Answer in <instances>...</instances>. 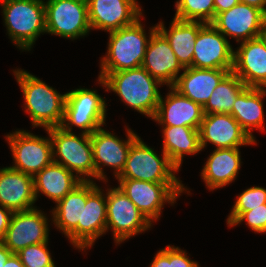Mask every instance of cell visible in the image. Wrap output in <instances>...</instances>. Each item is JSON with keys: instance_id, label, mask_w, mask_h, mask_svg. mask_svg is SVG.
Returning <instances> with one entry per match:
<instances>
[{"instance_id": "obj_1", "label": "cell", "mask_w": 266, "mask_h": 267, "mask_svg": "<svg viewBox=\"0 0 266 267\" xmlns=\"http://www.w3.org/2000/svg\"><path fill=\"white\" fill-rule=\"evenodd\" d=\"M98 81L107 88L106 91L117 93L126 105L154 118L161 97L158 86L162 84L142 66L109 73L104 79L98 78Z\"/></svg>"}, {"instance_id": "obj_2", "label": "cell", "mask_w": 266, "mask_h": 267, "mask_svg": "<svg viewBox=\"0 0 266 267\" xmlns=\"http://www.w3.org/2000/svg\"><path fill=\"white\" fill-rule=\"evenodd\" d=\"M13 72L22 89L24 108L31 116L33 127L43 126L46 130L61 126L64 120L66 93H58L29 72L20 69Z\"/></svg>"}, {"instance_id": "obj_3", "label": "cell", "mask_w": 266, "mask_h": 267, "mask_svg": "<svg viewBox=\"0 0 266 267\" xmlns=\"http://www.w3.org/2000/svg\"><path fill=\"white\" fill-rule=\"evenodd\" d=\"M139 20L109 32L108 50L101 60L98 78L104 79L109 73L142 66L149 39Z\"/></svg>"}, {"instance_id": "obj_4", "label": "cell", "mask_w": 266, "mask_h": 267, "mask_svg": "<svg viewBox=\"0 0 266 267\" xmlns=\"http://www.w3.org/2000/svg\"><path fill=\"white\" fill-rule=\"evenodd\" d=\"M8 36L17 47L30 50L46 32L43 0H1Z\"/></svg>"}, {"instance_id": "obj_5", "label": "cell", "mask_w": 266, "mask_h": 267, "mask_svg": "<svg viewBox=\"0 0 266 267\" xmlns=\"http://www.w3.org/2000/svg\"><path fill=\"white\" fill-rule=\"evenodd\" d=\"M46 131L51 137L53 162L63 165L72 173L76 172L81 181H93L91 178H95V165L90 135L82 132L78 137L61 126Z\"/></svg>"}, {"instance_id": "obj_6", "label": "cell", "mask_w": 266, "mask_h": 267, "mask_svg": "<svg viewBox=\"0 0 266 267\" xmlns=\"http://www.w3.org/2000/svg\"><path fill=\"white\" fill-rule=\"evenodd\" d=\"M162 157L138 137L131 145L125 167L117 179H136L153 183H181L179 169L162 152Z\"/></svg>"}, {"instance_id": "obj_7", "label": "cell", "mask_w": 266, "mask_h": 267, "mask_svg": "<svg viewBox=\"0 0 266 267\" xmlns=\"http://www.w3.org/2000/svg\"><path fill=\"white\" fill-rule=\"evenodd\" d=\"M105 117V100L95 90L77 88L66 93L64 120L61 125L66 131L72 132L71 126H76L83 129V133L91 135L105 125Z\"/></svg>"}, {"instance_id": "obj_8", "label": "cell", "mask_w": 266, "mask_h": 267, "mask_svg": "<svg viewBox=\"0 0 266 267\" xmlns=\"http://www.w3.org/2000/svg\"><path fill=\"white\" fill-rule=\"evenodd\" d=\"M118 181V187L150 222L159 218L165 202L172 205L176 198L186 191L182 183H153L136 179Z\"/></svg>"}, {"instance_id": "obj_9", "label": "cell", "mask_w": 266, "mask_h": 267, "mask_svg": "<svg viewBox=\"0 0 266 267\" xmlns=\"http://www.w3.org/2000/svg\"><path fill=\"white\" fill-rule=\"evenodd\" d=\"M44 6L46 33L73 40L91 30L87 0H47Z\"/></svg>"}, {"instance_id": "obj_10", "label": "cell", "mask_w": 266, "mask_h": 267, "mask_svg": "<svg viewBox=\"0 0 266 267\" xmlns=\"http://www.w3.org/2000/svg\"><path fill=\"white\" fill-rule=\"evenodd\" d=\"M107 191L106 231L112 229L116 244L151 228L152 223L119 187Z\"/></svg>"}, {"instance_id": "obj_11", "label": "cell", "mask_w": 266, "mask_h": 267, "mask_svg": "<svg viewBox=\"0 0 266 267\" xmlns=\"http://www.w3.org/2000/svg\"><path fill=\"white\" fill-rule=\"evenodd\" d=\"M14 158L10 168L34 176L53 162L51 137L42 138L25 130L6 136Z\"/></svg>"}, {"instance_id": "obj_12", "label": "cell", "mask_w": 266, "mask_h": 267, "mask_svg": "<svg viewBox=\"0 0 266 267\" xmlns=\"http://www.w3.org/2000/svg\"><path fill=\"white\" fill-rule=\"evenodd\" d=\"M234 52L228 39L211 23H205L195 40L192 67L233 70Z\"/></svg>"}, {"instance_id": "obj_13", "label": "cell", "mask_w": 266, "mask_h": 267, "mask_svg": "<svg viewBox=\"0 0 266 267\" xmlns=\"http://www.w3.org/2000/svg\"><path fill=\"white\" fill-rule=\"evenodd\" d=\"M126 131V141L117 138L113 133L102 128L95 130L90 135L93 148V162L95 165V179L106 181L101 165L114 168L116 178L123 171L129 149L132 143L139 137L129 128Z\"/></svg>"}, {"instance_id": "obj_14", "label": "cell", "mask_w": 266, "mask_h": 267, "mask_svg": "<svg viewBox=\"0 0 266 267\" xmlns=\"http://www.w3.org/2000/svg\"><path fill=\"white\" fill-rule=\"evenodd\" d=\"M47 220L45 214L36 207L13 212L2 243L16 254L29 245L48 242Z\"/></svg>"}, {"instance_id": "obj_15", "label": "cell", "mask_w": 266, "mask_h": 267, "mask_svg": "<svg viewBox=\"0 0 266 267\" xmlns=\"http://www.w3.org/2000/svg\"><path fill=\"white\" fill-rule=\"evenodd\" d=\"M265 20L266 14L261 9L239 2L219 13L211 24L239 43L262 36Z\"/></svg>"}, {"instance_id": "obj_16", "label": "cell", "mask_w": 266, "mask_h": 267, "mask_svg": "<svg viewBox=\"0 0 266 267\" xmlns=\"http://www.w3.org/2000/svg\"><path fill=\"white\" fill-rule=\"evenodd\" d=\"M148 38L142 67L162 85L174 86L179 71L185 68L178 61L168 40L157 29V25L150 29Z\"/></svg>"}, {"instance_id": "obj_17", "label": "cell", "mask_w": 266, "mask_h": 267, "mask_svg": "<svg viewBox=\"0 0 266 267\" xmlns=\"http://www.w3.org/2000/svg\"><path fill=\"white\" fill-rule=\"evenodd\" d=\"M87 5L91 29L111 32L143 16L136 0H87Z\"/></svg>"}, {"instance_id": "obj_18", "label": "cell", "mask_w": 266, "mask_h": 267, "mask_svg": "<svg viewBox=\"0 0 266 267\" xmlns=\"http://www.w3.org/2000/svg\"><path fill=\"white\" fill-rule=\"evenodd\" d=\"M200 144L204 149L207 142L217 149L239 148L255 144L231 114H206L199 128Z\"/></svg>"}, {"instance_id": "obj_19", "label": "cell", "mask_w": 266, "mask_h": 267, "mask_svg": "<svg viewBox=\"0 0 266 267\" xmlns=\"http://www.w3.org/2000/svg\"><path fill=\"white\" fill-rule=\"evenodd\" d=\"M87 201V181H82L63 199L56 203L52 211L55 226L62 230L70 242L82 250L83 204Z\"/></svg>"}, {"instance_id": "obj_20", "label": "cell", "mask_w": 266, "mask_h": 267, "mask_svg": "<svg viewBox=\"0 0 266 267\" xmlns=\"http://www.w3.org/2000/svg\"><path fill=\"white\" fill-rule=\"evenodd\" d=\"M247 87L266 88V40L243 41L234 52L232 70Z\"/></svg>"}, {"instance_id": "obj_21", "label": "cell", "mask_w": 266, "mask_h": 267, "mask_svg": "<svg viewBox=\"0 0 266 267\" xmlns=\"http://www.w3.org/2000/svg\"><path fill=\"white\" fill-rule=\"evenodd\" d=\"M165 100L160 97L153 120L162 126H184L199 130L204 117L203 107L169 87Z\"/></svg>"}, {"instance_id": "obj_22", "label": "cell", "mask_w": 266, "mask_h": 267, "mask_svg": "<svg viewBox=\"0 0 266 267\" xmlns=\"http://www.w3.org/2000/svg\"><path fill=\"white\" fill-rule=\"evenodd\" d=\"M33 176L10 167L0 169V206L12 212L33 209Z\"/></svg>"}, {"instance_id": "obj_23", "label": "cell", "mask_w": 266, "mask_h": 267, "mask_svg": "<svg viewBox=\"0 0 266 267\" xmlns=\"http://www.w3.org/2000/svg\"><path fill=\"white\" fill-rule=\"evenodd\" d=\"M231 71L187 67L179 75L173 87L182 95L203 107L220 81Z\"/></svg>"}, {"instance_id": "obj_24", "label": "cell", "mask_w": 266, "mask_h": 267, "mask_svg": "<svg viewBox=\"0 0 266 267\" xmlns=\"http://www.w3.org/2000/svg\"><path fill=\"white\" fill-rule=\"evenodd\" d=\"M101 190L93 181H87V201L83 204L82 214V250L93 246L95 240L106 233L107 201Z\"/></svg>"}, {"instance_id": "obj_25", "label": "cell", "mask_w": 266, "mask_h": 267, "mask_svg": "<svg viewBox=\"0 0 266 267\" xmlns=\"http://www.w3.org/2000/svg\"><path fill=\"white\" fill-rule=\"evenodd\" d=\"M239 148H215L208 157L201 176L210 190L232 183L241 167Z\"/></svg>"}, {"instance_id": "obj_26", "label": "cell", "mask_w": 266, "mask_h": 267, "mask_svg": "<svg viewBox=\"0 0 266 267\" xmlns=\"http://www.w3.org/2000/svg\"><path fill=\"white\" fill-rule=\"evenodd\" d=\"M82 181L63 165L52 162L33 176L34 194L43 193L57 203Z\"/></svg>"}, {"instance_id": "obj_27", "label": "cell", "mask_w": 266, "mask_h": 267, "mask_svg": "<svg viewBox=\"0 0 266 267\" xmlns=\"http://www.w3.org/2000/svg\"><path fill=\"white\" fill-rule=\"evenodd\" d=\"M169 30H166L163 22L157 24V29L168 40L178 61L184 67H192L195 40L199 29L205 24L199 21H185L173 18Z\"/></svg>"}, {"instance_id": "obj_28", "label": "cell", "mask_w": 266, "mask_h": 267, "mask_svg": "<svg viewBox=\"0 0 266 267\" xmlns=\"http://www.w3.org/2000/svg\"><path fill=\"white\" fill-rule=\"evenodd\" d=\"M266 95V88L246 87L236 98L231 115L241 128L254 141L252 130H264V111L262 99Z\"/></svg>"}, {"instance_id": "obj_29", "label": "cell", "mask_w": 266, "mask_h": 267, "mask_svg": "<svg viewBox=\"0 0 266 267\" xmlns=\"http://www.w3.org/2000/svg\"><path fill=\"white\" fill-rule=\"evenodd\" d=\"M163 152L179 169L184 154H196L202 151L199 130L184 126L163 127Z\"/></svg>"}, {"instance_id": "obj_30", "label": "cell", "mask_w": 266, "mask_h": 267, "mask_svg": "<svg viewBox=\"0 0 266 267\" xmlns=\"http://www.w3.org/2000/svg\"><path fill=\"white\" fill-rule=\"evenodd\" d=\"M247 86L233 72H229L211 93L207 103L203 106L206 114H230L237 96Z\"/></svg>"}, {"instance_id": "obj_31", "label": "cell", "mask_w": 266, "mask_h": 267, "mask_svg": "<svg viewBox=\"0 0 266 267\" xmlns=\"http://www.w3.org/2000/svg\"><path fill=\"white\" fill-rule=\"evenodd\" d=\"M174 18L212 23L215 19L214 0H177Z\"/></svg>"}, {"instance_id": "obj_32", "label": "cell", "mask_w": 266, "mask_h": 267, "mask_svg": "<svg viewBox=\"0 0 266 267\" xmlns=\"http://www.w3.org/2000/svg\"><path fill=\"white\" fill-rule=\"evenodd\" d=\"M266 204V189L263 187H250L244 190L235 201L227 225H231L243 212L252 208L263 207Z\"/></svg>"}, {"instance_id": "obj_33", "label": "cell", "mask_w": 266, "mask_h": 267, "mask_svg": "<svg viewBox=\"0 0 266 267\" xmlns=\"http://www.w3.org/2000/svg\"><path fill=\"white\" fill-rule=\"evenodd\" d=\"M47 244L48 242L29 245L16 254L24 267H55Z\"/></svg>"}, {"instance_id": "obj_34", "label": "cell", "mask_w": 266, "mask_h": 267, "mask_svg": "<svg viewBox=\"0 0 266 267\" xmlns=\"http://www.w3.org/2000/svg\"><path fill=\"white\" fill-rule=\"evenodd\" d=\"M246 221L247 225L257 233L266 232V204L263 207L252 208V210L243 212L231 225L236 226L242 221Z\"/></svg>"}, {"instance_id": "obj_35", "label": "cell", "mask_w": 266, "mask_h": 267, "mask_svg": "<svg viewBox=\"0 0 266 267\" xmlns=\"http://www.w3.org/2000/svg\"><path fill=\"white\" fill-rule=\"evenodd\" d=\"M185 252L171 246V267H199L198 263L189 259Z\"/></svg>"}, {"instance_id": "obj_36", "label": "cell", "mask_w": 266, "mask_h": 267, "mask_svg": "<svg viewBox=\"0 0 266 267\" xmlns=\"http://www.w3.org/2000/svg\"><path fill=\"white\" fill-rule=\"evenodd\" d=\"M150 267H171V246L158 251Z\"/></svg>"}, {"instance_id": "obj_37", "label": "cell", "mask_w": 266, "mask_h": 267, "mask_svg": "<svg viewBox=\"0 0 266 267\" xmlns=\"http://www.w3.org/2000/svg\"><path fill=\"white\" fill-rule=\"evenodd\" d=\"M12 211L4 206L0 207V242L3 241L9 226Z\"/></svg>"}, {"instance_id": "obj_38", "label": "cell", "mask_w": 266, "mask_h": 267, "mask_svg": "<svg viewBox=\"0 0 266 267\" xmlns=\"http://www.w3.org/2000/svg\"><path fill=\"white\" fill-rule=\"evenodd\" d=\"M239 0H214L215 7V17L224 11L231 9L233 6L237 5Z\"/></svg>"}, {"instance_id": "obj_39", "label": "cell", "mask_w": 266, "mask_h": 267, "mask_svg": "<svg viewBox=\"0 0 266 267\" xmlns=\"http://www.w3.org/2000/svg\"><path fill=\"white\" fill-rule=\"evenodd\" d=\"M13 253L2 243L0 242V267H3L5 262Z\"/></svg>"}, {"instance_id": "obj_40", "label": "cell", "mask_w": 266, "mask_h": 267, "mask_svg": "<svg viewBox=\"0 0 266 267\" xmlns=\"http://www.w3.org/2000/svg\"><path fill=\"white\" fill-rule=\"evenodd\" d=\"M241 3L261 9L266 14V0H239Z\"/></svg>"}, {"instance_id": "obj_41", "label": "cell", "mask_w": 266, "mask_h": 267, "mask_svg": "<svg viewBox=\"0 0 266 267\" xmlns=\"http://www.w3.org/2000/svg\"><path fill=\"white\" fill-rule=\"evenodd\" d=\"M3 267H24V265L21 263L19 256L13 253Z\"/></svg>"}, {"instance_id": "obj_42", "label": "cell", "mask_w": 266, "mask_h": 267, "mask_svg": "<svg viewBox=\"0 0 266 267\" xmlns=\"http://www.w3.org/2000/svg\"><path fill=\"white\" fill-rule=\"evenodd\" d=\"M262 37L266 40V20H265L264 28H263V31H262Z\"/></svg>"}]
</instances>
